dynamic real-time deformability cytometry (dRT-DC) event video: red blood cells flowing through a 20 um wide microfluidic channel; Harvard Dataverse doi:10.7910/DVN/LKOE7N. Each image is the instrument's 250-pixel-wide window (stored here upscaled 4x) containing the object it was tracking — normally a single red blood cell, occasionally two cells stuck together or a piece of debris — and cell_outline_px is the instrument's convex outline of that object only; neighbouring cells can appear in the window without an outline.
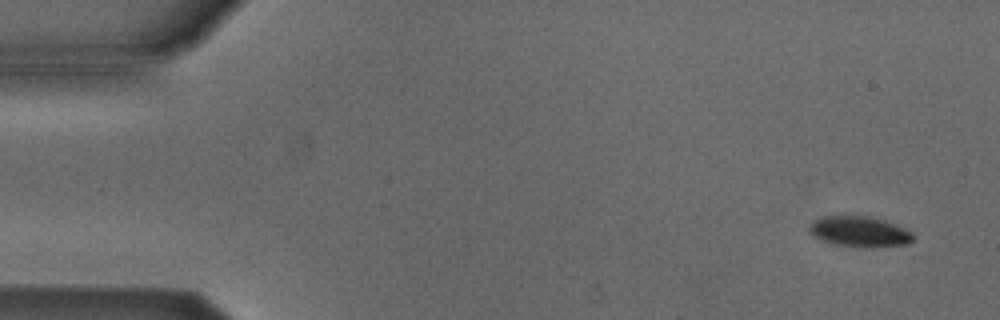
{"species": "Egyptian fruit bat (a non-hibernating species)", "species_latin": "Rousettus aegyptiacus", "temperature_condition": "cold", "stored_images_in_passage": 5, "camera_frame_rate_fps": 3000, "um_per_image_px": 0.085, "animal": {"sex": "male"}, "frame": {"image": 1, "passage_image": 1, "time_ms": 0.0, "image_size_px": [1000, 320], "cell_outline_px": [[912, 240], [908, 244], [868, 248], [864, 248], [836, 244], [812, 236], [808, 228], [812, 220], [820, 216], [868, 216], [884, 220], [904, 228], [912, 236]], "centroid_in_image_um": [73.01, 19.68], "position_along_channel_um": 12.0, "area_um2": 18.38}}